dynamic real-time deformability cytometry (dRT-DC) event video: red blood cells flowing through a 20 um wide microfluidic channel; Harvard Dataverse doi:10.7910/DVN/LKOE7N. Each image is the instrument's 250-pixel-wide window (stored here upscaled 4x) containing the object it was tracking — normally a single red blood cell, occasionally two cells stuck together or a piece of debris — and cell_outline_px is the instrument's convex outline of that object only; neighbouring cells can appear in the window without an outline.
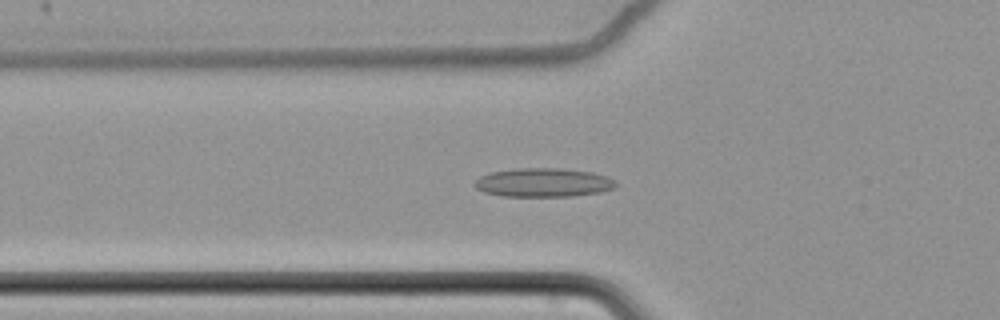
{"species": "common noctule bat (a hibernating species)", "species_latin": "Nyctalus noctula", "temperature_condition": "cold", "stored_images_in_passage": 55, "camera_frame_rate_fps": 3000, "um_per_image_px": 0.085, "animal": {"sex": "female", "body_mass_g": 22.7, "forearm_length_mm": 54.2}, "frame": {"image": 1, "passage_image": 17, "time_ms": 5.333, "image_size_px": [1000, 320], "cell_outline_px": [[616, 188], [600, 192], [572, 196], [500, 196], [484, 192], [476, 188], [472, 184], [480, 176], [492, 172], [516, 168], [560, 168], [592, 172], [608, 176], [616, 180]], "centroid_in_image_um": [46.2, 15.51], "position_along_channel_um": 79.6, "area_um2": 23.87}}
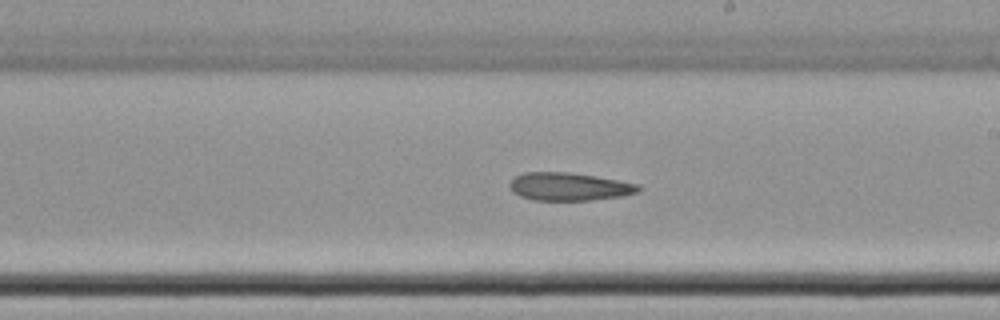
{"frame": {"image": 2, "passage_image": 31, "time_ms": 10.0, "image_size_px": [1000, 320], "cell_outline_px": [[644, 188], [640, 192], [620, 196], [588, 200], [532, 200], [520, 196], [512, 192], [508, 184], [516, 176], [524, 172], [568, 172], [596, 176], [640, 184]], "centroid_in_image_um": [48.4, 15.86], "position_along_channel_um": 240.6, "area_um2": 21.1}}
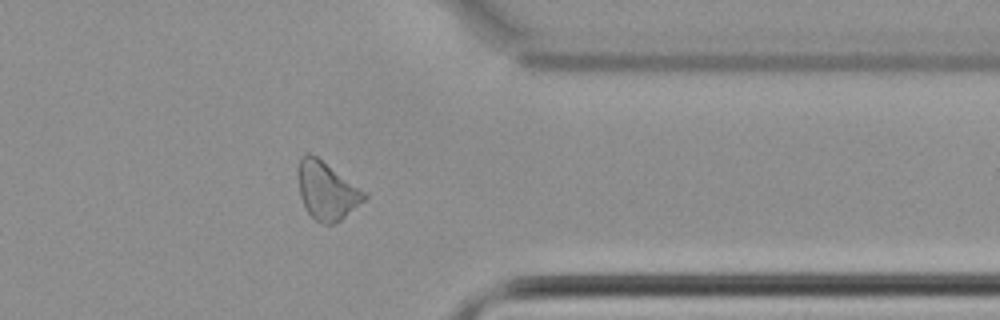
{"frame": {"image": 3, "passage_image": 44, "time_ms": 14.333, "image_size_px": [1000, 320], "cell_outline_px": [[368, 196], [364, 200], [340, 220], [332, 224], [320, 224], [308, 212], [300, 196], [296, 176], [296, 168], [300, 156], [304, 152], [308, 152], [316, 156], [368, 192]], "centroid_in_image_um": [27.74, 16.16], "position_along_channel_um": 383.7, "area_um2": 22.66}, "authors_computed_cell_mechanics": {"area_um2": 22.3108, "velocity_mm_per_s": 3.4692, "shape_relaxation_time_tau1_ms": null, "shape_relaxation_time_tau2_ms": 6.7691, "deformation_change_tau1": null, "deformation_change_tau2": 0.1489}}